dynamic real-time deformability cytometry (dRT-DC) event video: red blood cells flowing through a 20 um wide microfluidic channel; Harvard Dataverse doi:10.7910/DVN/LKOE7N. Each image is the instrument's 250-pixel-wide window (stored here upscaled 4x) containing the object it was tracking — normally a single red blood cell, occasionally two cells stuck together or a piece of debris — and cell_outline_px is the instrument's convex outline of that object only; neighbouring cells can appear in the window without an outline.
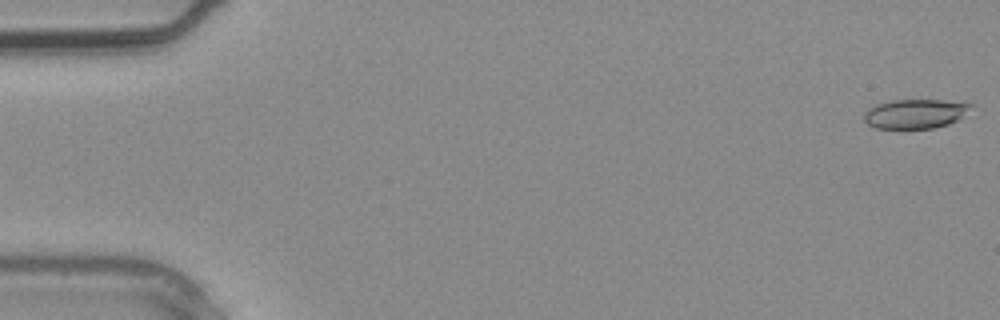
{"species": "common noctule bat (a hibernating species)", "species_latin": "Nyctalus noctula", "temperature_condition": "warm", "stored_images_in_passage": 3, "camera_frame_rate_fps": 3000, "um_per_image_px": 0.085, "animal": {"sex": "male", "body_mass_g": 20.4}, "frame": {"image": 1, "passage_image": 1, "time_ms": 0.0, "image_size_px": [1000, 320], "cell_outline_px": [[972, 104], [956, 120], [948, 124], [932, 128], [872, 128], [864, 120], [864, 112], [868, 108], [876, 104], [892, 100], [964, 100]], "centroid_in_image_um": [77.75, 9.65], "position_along_channel_um": 7.2, "area_um2": 18.21}}